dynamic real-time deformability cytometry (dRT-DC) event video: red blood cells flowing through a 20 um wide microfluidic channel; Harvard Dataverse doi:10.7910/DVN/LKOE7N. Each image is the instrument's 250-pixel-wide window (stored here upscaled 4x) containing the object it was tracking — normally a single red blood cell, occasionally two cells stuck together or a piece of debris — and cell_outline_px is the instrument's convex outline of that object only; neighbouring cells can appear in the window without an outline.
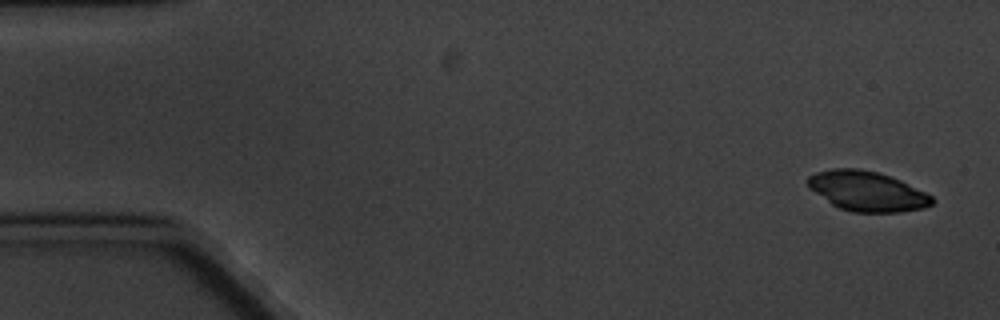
{"species": "common noctule bat (a hibernating species)", "species_latin": "Nyctalus noctula", "temperature_condition": "cold", "stored_images_in_passage": 5, "camera_frame_rate_fps": 3000, "um_per_image_px": 0.085, "animal": {"sex": "male", "body_mass_g": 20.1, "forearm_length_mm": 53.5}, "frame": {"image": 1, "passage_image": 1, "time_ms": 0.0, "image_size_px": [1000, 320], "cell_outline_px": [[936, 200], [932, 204], [924, 208], [900, 212], [852, 212], [840, 208], [832, 204], [808, 188], [808, 176], [816, 172], [832, 168], [860, 168], [880, 172], [892, 176], [932, 196]], "centroid_in_image_um": [73.7, 16.24], "position_along_channel_um": 11.3, "area_um2": 28.96}}